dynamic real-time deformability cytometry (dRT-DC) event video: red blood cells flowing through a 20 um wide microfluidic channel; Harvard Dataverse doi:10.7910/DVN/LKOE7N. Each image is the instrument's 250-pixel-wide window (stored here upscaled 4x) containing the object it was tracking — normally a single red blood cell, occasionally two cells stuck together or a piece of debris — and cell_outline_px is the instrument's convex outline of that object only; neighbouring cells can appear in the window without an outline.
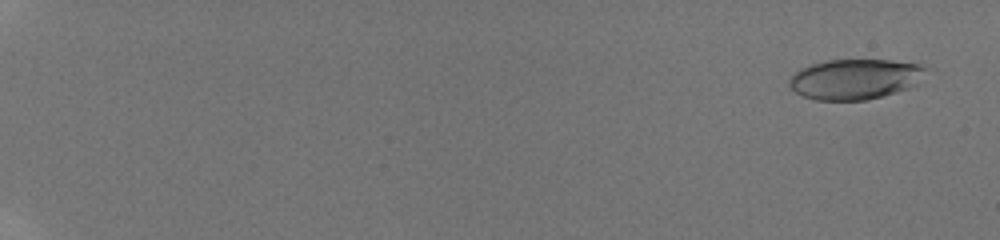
{"species": "human", "species_latin": "Homo sapiens", "temperature_condition": "room temperature", "stored_images_in_passage": 31, "camera_frame_rate_fps": 3000, "um_per_image_px": 0.085, "donor": {"sex": "male"}, "frame": {"image": 1, "passage_image": 4, "time_ms": 0.667, "image_size_px": [1000, 240], "cell_outline_px": [[932, 68], [912, 88], [868, 100], [816, 100], [804, 96], [796, 92], [788, 84], [788, 80], [800, 68], [824, 60], [888, 60], [920, 64]], "centroid_in_image_um": [72.74, 6.72], "position_along_channel_um": 12.3, "area_um2": 32.43}}
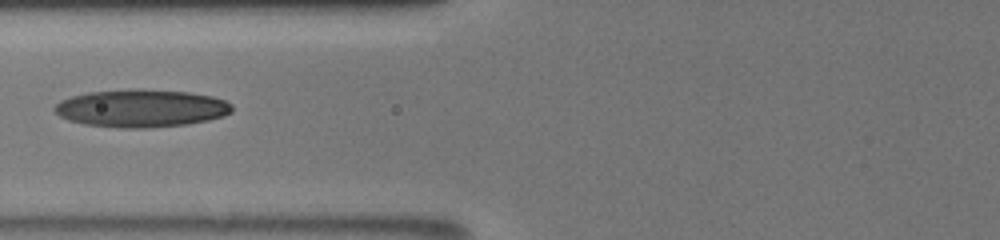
{"frame": {"image": 2, "passage_image": 22, "time_ms": 9.0, "image_size_px": [1000, 240], "cell_outline_px": [[232, 112], [224, 116], [208, 120], [188, 124], [148, 128], [120, 128], [84, 124], [68, 120], [60, 116], [52, 108], [60, 100], [72, 96], [88, 92], [140, 88], [188, 92], [212, 96], [224, 100], [232, 104]], "centroid_in_image_um": [12.0, 9.2], "position_along_channel_um": 113.8, "area_um2": 39.25}}
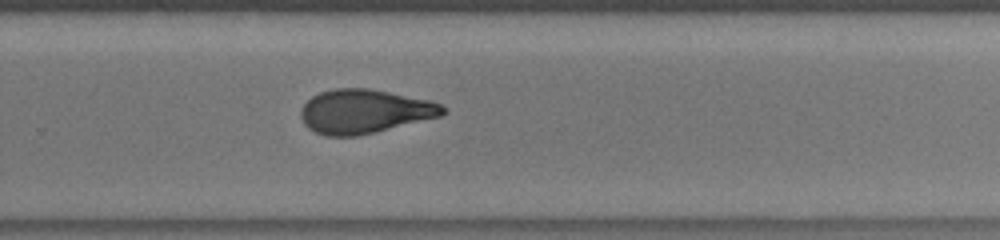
{"frame": {"image": 3, "passage_image": 31, "time_ms": 13.667, "image_size_px": [1000, 240], "cell_outline_px": [[448, 112], [440, 116], [356, 136], [324, 136], [308, 128], [304, 124], [300, 116], [300, 108], [312, 96], [320, 92], [332, 88], [368, 88], [428, 100], [440, 104], [448, 108]], "centroid_in_image_um": [30.94, 9.46], "position_along_channel_um": 298.9, "area_um2": 36.18}}